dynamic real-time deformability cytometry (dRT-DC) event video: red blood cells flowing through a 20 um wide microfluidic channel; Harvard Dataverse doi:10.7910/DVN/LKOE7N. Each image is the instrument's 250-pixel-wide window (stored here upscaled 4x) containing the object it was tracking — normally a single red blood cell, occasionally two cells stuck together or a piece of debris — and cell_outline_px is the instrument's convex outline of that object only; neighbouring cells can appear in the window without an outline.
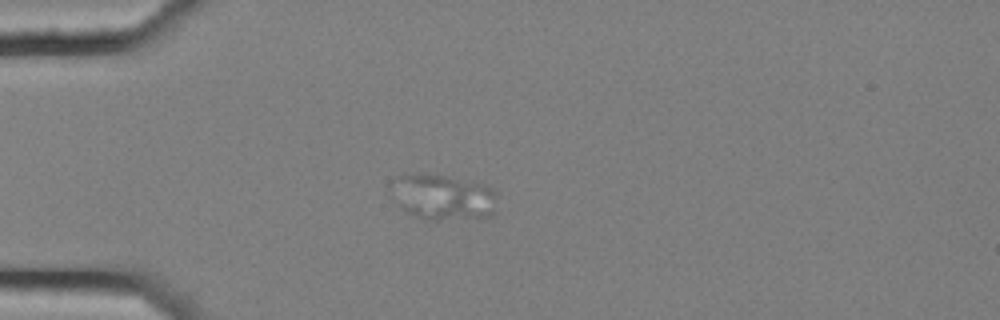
{"species": "common noctule bat (a hibernating species)", "species_latin": "Nyctalus noctula", "temperature_condition": "cold", "stored_images_in_passage": 3, "camera_frame_rate_fps": 3000, "um_per_image_px": 0.085, "animal": {"sex": "female", "body_mass_g": 25.1}, "frame": {"image": 1, "passage_image": 3, "time_ms": 0.667, "image_size_px": [1000, 320], "cell_outline_px": [[496, 212], [492, 216], [436, 220], [428, 220], [416, 216], [400, 208], [388, 196], [388, 184], [392, 180], [400, 176], [444, 176], [484, 184], [496, 188]], "centroid_in_image_um": [37.62, 16.78], "position_along_channel_um": 47.4, "area_um2": 28.38}}